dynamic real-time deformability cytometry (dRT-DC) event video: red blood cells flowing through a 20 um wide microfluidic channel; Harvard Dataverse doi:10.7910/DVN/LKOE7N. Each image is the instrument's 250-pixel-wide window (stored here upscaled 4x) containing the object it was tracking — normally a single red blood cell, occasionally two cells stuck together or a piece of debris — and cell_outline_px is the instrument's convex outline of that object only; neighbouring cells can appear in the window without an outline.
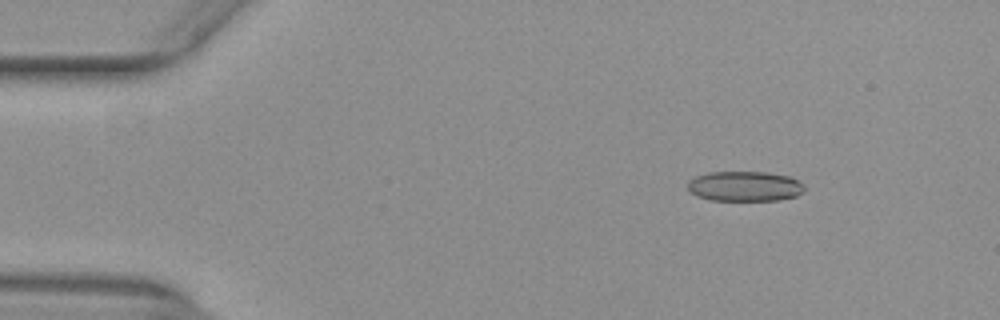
{"species": "common noctule bat (a hibernating species)", "species_latin": "Nyctalus noctula", "temperature_condition": "warm", "stored_images_in_passage": 46, "camera_frame_rate_fps": 3000, "um_per_image_px": 0.085, "animal": {"sex": "female", "body_mass_g": 29.2, "forearm_length_mm": 56.3}, "frame": {"image": 1, "passage_image": 1, "time_ms": 0.0, "image_size_px": [1000, 320], "cell_outline_px": [[804, 192], [796, 196], [776, 200], [712, 200], [696, 196], [688, 188], [688, 180], [696, 176], [708, 172], [768, 172], [792, 176], [804, 184]], "centroid_in_image_um": [63.33, 15.82], "position_along_channel_um": 21.7, "area_um2": 20.58}}
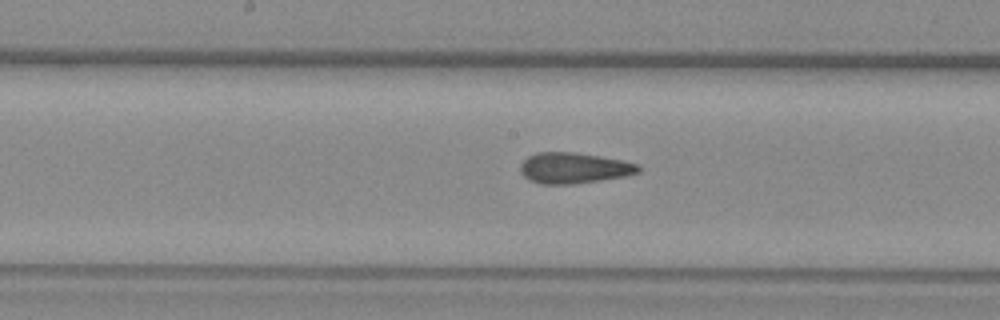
{"frame": {"image": 2, "passage_image": 21, "time_ms": 6.667, "image_size_px": [1000, 320], "cell_outline_px": [[640, 172], [624, 176], [576, 184], [540, 184], [528, 180], [520, 172], [520, 164], [528, 156], [536, 152], [576, 152], [600, 156], [620, 160], [636, 164], [640, 168]], "centroid_in_image_um": [48.72, 14.28], "position_along_channel_um": 199.5, "area_um2": 21.21}}
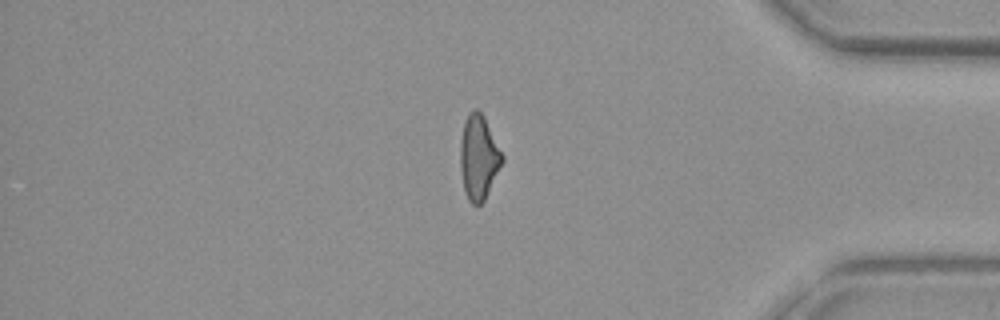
{"frame": {"image": 3, "passage_image": 38, "time_ms": 12.333, "image_size_px": [1000, 320], "cell_outline_px": [[504, 160], [484, 200], [480, 204], [472, 204], [468, 200], [464, 192], [460, 168], [460, 140], [464, 124], [468, 112], [472, 108], [476, 108], [484, 116], [504, 156]], "centroid_in_image_um": [40.68, 13.35], "position_along_channel_um": 394.5, "area_um2": 20.69}, "authors_computed_cell_mechanics": {"area_um2": 20.9236, "velocity_mm_per_s": 3.9705, "shape_relaxation_time_tau1_ms": null, "shape_relaxation_time_tau2_ms": 2.0461, "deformation_change_tau1": null, "deformation_change_tau2": 0.1104}}